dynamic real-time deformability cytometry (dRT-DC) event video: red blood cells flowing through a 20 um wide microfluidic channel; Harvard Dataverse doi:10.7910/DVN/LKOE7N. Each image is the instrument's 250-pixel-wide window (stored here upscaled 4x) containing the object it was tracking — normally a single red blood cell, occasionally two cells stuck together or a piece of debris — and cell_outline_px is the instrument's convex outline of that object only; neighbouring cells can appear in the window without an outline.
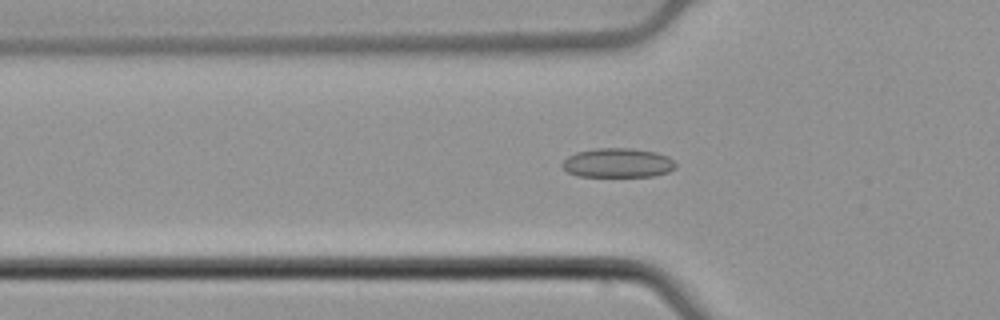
{"species": "common noctule bat (a hibernating species)", "species_latin": "Nyctalus noctula", "temperature_condition": "cold", "stored_images_in_passage": 53, "camera_frame_rate_fps": 3000, "um_per_image_px": 0.085, "animal": {"sex": "male", "body_mass_g": 21.5, "forearm_length_mm": 52.0}, "frame": {"image": 1, "passage_image": 18, "time_ms": 5.667, "image_size_px": [1000, 320], "cell_outline_px": [[676, 168], [668, 172], [652, 176], [576, 176], [568, 172], [560, 164], [568, 156], [576, 152], [596, 148], [632, 148], [656, 152], [668, 156], [676, 164]], "centroid_in_image_um": [52.5, 13.84], "position_along_channel_um": 73.3, "area_um2": 19.42}}
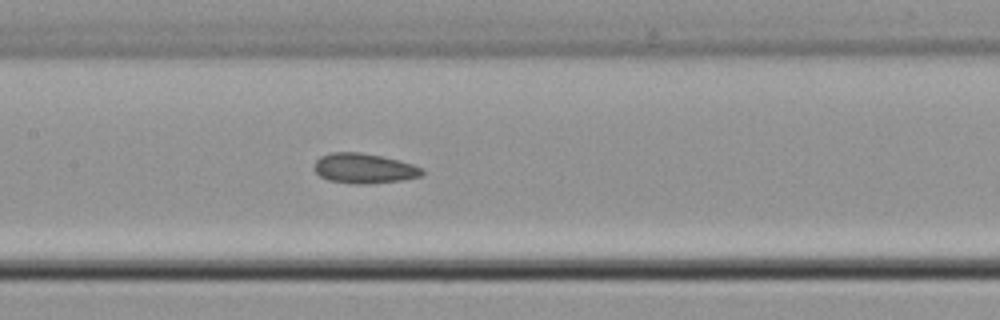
{"frame": {"image": 2, "passage_image": 26, "time_ms": 8.333, "image_size_px": [1000, 320], "cell_outline_px": [[424, 172], [420, 176], [400, 180], [368, 184], [356, 184], [328, 180], [320, 176], [312, 168], [316, 160], [320, 156], [332, 152], [360, 152], [380, 156], [412, 164], [424, 168]], "centroid_in_image_um": [30.91, 14.31], "position_along_channel_um": 176.5, "area_um2": 18.79}}
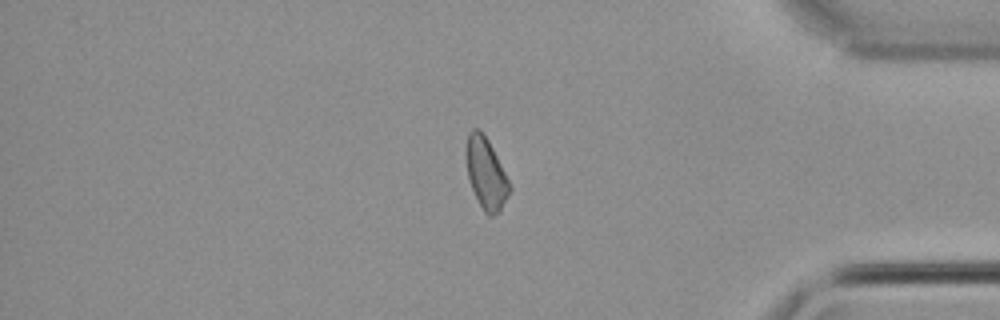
{"frame": {"image": 3, "passage_image": 45, "time_ms": 14.667, "image_size_px": [1000, 320], "cell_outline_px": [[512, 188], [508, 196], [500, 208], [492, 216], [488, 216], [484, 212], [472, 188], [468, 176], [468, 132], [472, 128], [480, 128], [488, 140]], "centroid_in_image_um": [41.33, 14.74], "position_along_channel_um": 393.9, "area_um2": 17.17}, "authors_computed_cell_mechanics": {"area_um2": 18.7272, "velocity_mm_per_s": 3.8677, "shape_relaxation_time_tau1_ms": null, "shape_relaxation_time_tau2_ms": 1.9071, "deformation_change_tau1": null, "deformation_change_tau2": 0.0757}}